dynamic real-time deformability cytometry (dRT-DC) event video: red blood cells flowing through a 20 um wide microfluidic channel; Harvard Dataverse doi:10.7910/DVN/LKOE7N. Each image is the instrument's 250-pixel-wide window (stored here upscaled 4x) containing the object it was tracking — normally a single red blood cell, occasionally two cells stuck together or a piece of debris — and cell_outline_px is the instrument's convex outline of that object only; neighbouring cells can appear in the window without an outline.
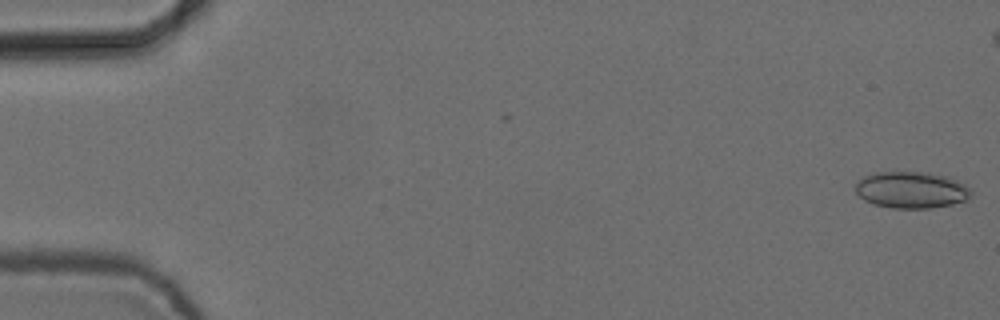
{"species": "common noctule bat (a hibernating species)", "species_latin": "Nyctalus noctula", "temperature_condition": "cold", "stored_images_in_passage": 8, "camera_frame_rate_fps": 3000, "um_per_image_px": 0.085, "animal": {"sex": "female", "body_mass_g": 24.6, "forearm_length_mm": 56.2}, "frame": {"image": 1, "passage_image": 1, "time_ms": 0.0, "image_size_px": [1000, 320], "cell_outline_px": [[972, 196], [968, 200], [952, 204], [932, 208], [892, 208], [872, 204], [864, 200], [856, 192], [856, 184], [864, 176], [872, 172], [928, 172], [948, 176], [964, 184], [972, 192]], "centroid_in_image_um": [77.48, 16.14], "position_along_channel_um": 7.5, "area_um2": 24.85}}
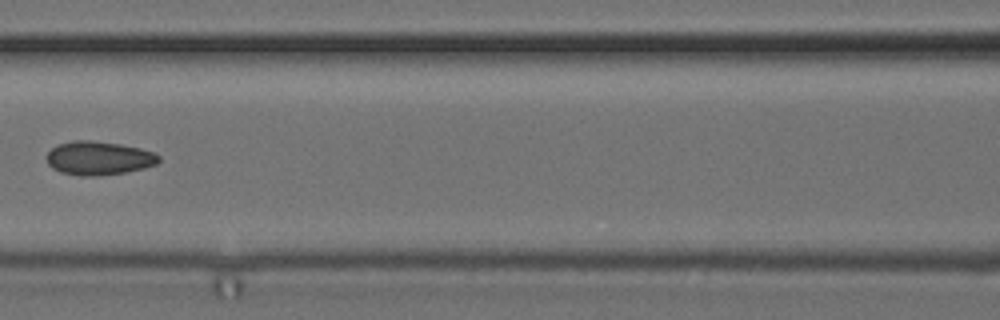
{"frame": {"image": 2, "passage_image": 7, "time_ms": 2.0, "image_size_px": [1000, 320], "cell_outline_px": [[160, 160], [156, 164], [144, 168], [124, 172], [96, 176], [80, 176], [60, 172], [52, 168], [48, 164], [44, 156], [52, 148], [60, 144], [72, 140], [88, 140], [120, 144], [140, 148], [156, 152], [160, 156]], "centroid_in_image_um": [8.38, 13.44], "position_along_channel_um": 158.2, "area_um2": 22.14}}
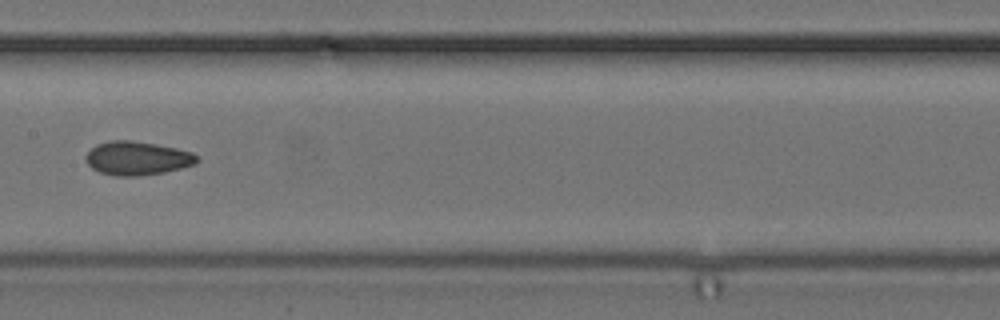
{"frame": {"image": 3, "passage_image": 8, "time_ms": 2.333, "image_size_px": [1000, 320], "cell_outline_px": [[200, 160], [196, 164], [164, 172], [140, 176], [116, 176], [100, 172], [92, 168], [88, 164], [84, 156], [96, 144], [108, 140], [132, 140], [156, 144], [176, 148], [192, 152]], "centroid_in_image_um": [11.65, 13.44], "position_along_channel_um": 195.7, "area_um2": 21.91}}